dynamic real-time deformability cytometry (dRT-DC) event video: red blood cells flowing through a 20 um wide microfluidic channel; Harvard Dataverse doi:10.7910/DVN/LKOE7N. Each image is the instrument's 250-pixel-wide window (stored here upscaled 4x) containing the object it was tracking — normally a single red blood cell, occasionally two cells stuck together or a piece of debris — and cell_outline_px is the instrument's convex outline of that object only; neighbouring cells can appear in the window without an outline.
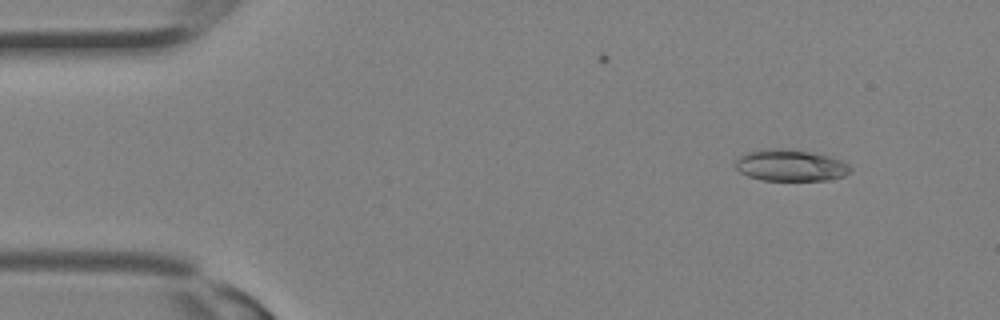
{"species": "Egyptian fruit bat (a non-hibernating species)", "species_latin": "Rousettus aegyptiacus", "temperature_condition": "room temperature", "stored_images_in_passage": 12, "camera_frame_rate_fps": 3000, "um_per_image_px": 0.085, "animal": {"sex": "female"}, "frame": {"image": 1, "passage_image": 4, "time_ms": 1.0, "image_size_px": [1000, 320], "cell_outline_px": [[852, 172], [844, 176], [828, 180], [764, 180], [748, 176], [740, 172], [736, 168], [736, 160], [744, 152], [768, 148], [784, 148], [812, 152], [832, 156], [848, 164], [852, 168]], "centroid_in_image_um": [67.21, 14.04], "position_along_channel_um": 17.8, "area_um2": 21.39}}
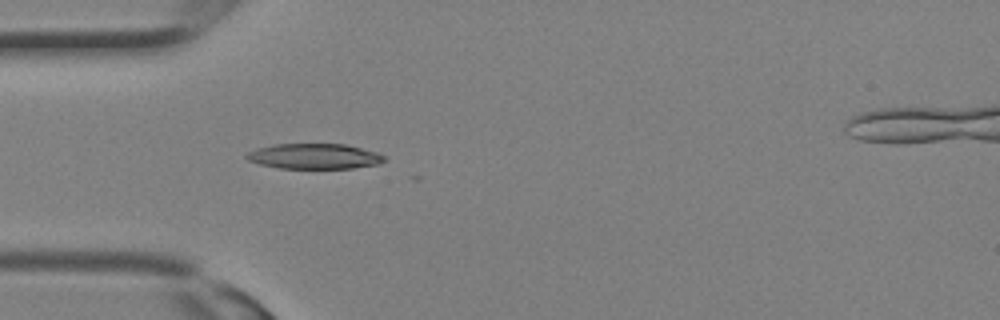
{"frame": {"image": 2, "passage_image": 10, "time_ms": 3.0, "image_size_px": [1000, 320], "cell_outline_px": [[384, 160], [380, 164], [352, 168], [280, 168], [260, 164], [248, 160], [244, 156], [248, 152], [256, 148], [272, 144], [344, 144], [376, 152], [384, 156]], "centroid_in_image_um": [26.68, 13.28], "position_along_channel_um": 58.3, "area_um2": 20.23}}
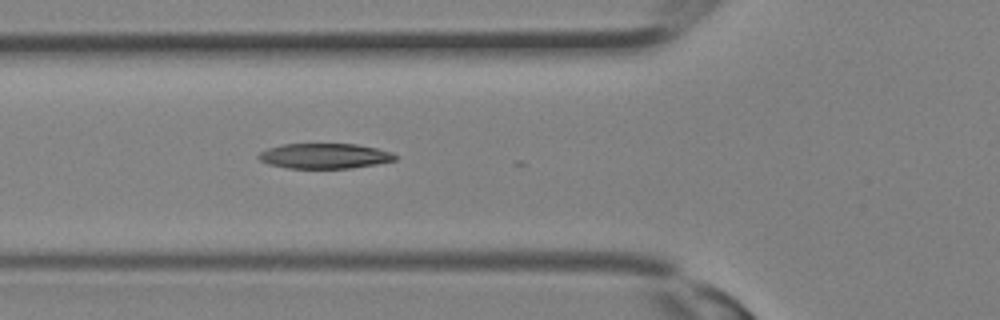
{"frame": {"image": 3, "passage_image": 12, "time_ms": 3.667, "image_size_px": [1000, 320], "cell_outline_px": [[396, 160], [376, 164], [352, 168], [288, 168], [268, 164], [260, 160], [256, 156], [260, 152], [268, 148], [284, 144], [356, 144], [376, 148], [392, 152], [396, 156]], "centroid_in_image_um": [27.58, 13.26], "position_along_channel_um": 98.2, "area_um2": 20.0}}